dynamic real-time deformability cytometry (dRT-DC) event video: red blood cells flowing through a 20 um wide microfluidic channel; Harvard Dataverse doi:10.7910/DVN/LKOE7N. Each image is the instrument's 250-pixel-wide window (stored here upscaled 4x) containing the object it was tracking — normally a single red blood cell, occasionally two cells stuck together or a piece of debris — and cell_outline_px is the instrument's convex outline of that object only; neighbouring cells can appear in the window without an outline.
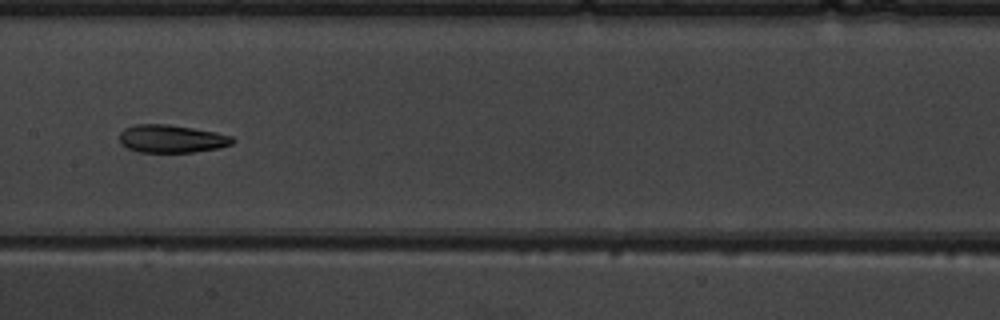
{"species": "common noctule bat (a hibernating species)", "species_latin": "Nyctalus noctula", "temperature_condition": "warm", "stored_images_in_passage": 9, "camera_frame_rate_fps": 3000, "um_per_image_px": 0.085, "animal": {"sex": "male", "body_mass_g": 19.5, "forearm_length_mm": 54.6}, "frame": {"image": 1, "passage_image": 9, "time_ms": 9.0, "image_size_px": [1000, 320], "cell_outline_px": [[236, 140], [232, 144], [220, 148], [192, 152], [140, 152], [128, 148], [120, 144], [120, 132], [124, 128], [136, 124], [168, 124], [216, 132], [232, 136]], "centroid_in_image_um": [14.59, 11.79], "position_along_channel_um": 192.8, "area_um2": 18.44}}